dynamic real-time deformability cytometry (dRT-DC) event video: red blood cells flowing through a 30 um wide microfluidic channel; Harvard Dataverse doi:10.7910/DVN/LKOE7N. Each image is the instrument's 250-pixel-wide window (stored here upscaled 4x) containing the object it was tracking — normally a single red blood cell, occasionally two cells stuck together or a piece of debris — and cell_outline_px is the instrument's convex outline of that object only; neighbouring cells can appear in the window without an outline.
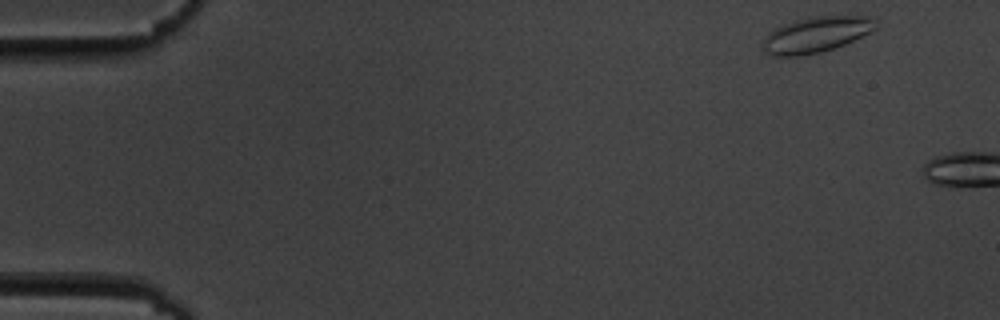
{"species": "common noctule bat (a hibernating species)", "species_latin": "Nyctalus noctula", "temperature_condition": "cold", "stored_images_in_passage": 4, "camera_frame_rate_fps": 3000, "um_per_image_px": 0.085, "animal": {"sex": "male", "body_mass_g": 19.5, "forearm_length_mm": 54.6}, "frame": {"image": 1, "passage_image": 1, "time_ms": 0.0, "image_size_px": [1000, 320], "cell_outline_px": [[880, 24], [876, 28], [844, 44], [820, 52], [796, 56], [772, 56], [764, 52], [760, 44], [764, 36], [768, 32], [784, 24], [796, 20], [812, 16], [868, 16], [876, 20]], "centroid_in_image_um": [69.31, 2.94], "position_along_channel_um": 15.7, "area_um2": 23.47}}